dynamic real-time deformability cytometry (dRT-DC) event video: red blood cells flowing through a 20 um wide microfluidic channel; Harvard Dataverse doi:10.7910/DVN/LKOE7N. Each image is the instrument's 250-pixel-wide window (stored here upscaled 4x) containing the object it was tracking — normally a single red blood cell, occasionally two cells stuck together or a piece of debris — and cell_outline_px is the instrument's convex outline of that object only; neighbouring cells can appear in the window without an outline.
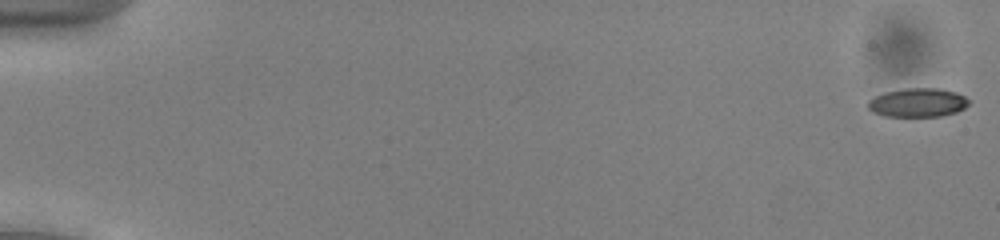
{"species": "common noctule bat (a hibernating species)", "species_latin": "Nyctalus noctula", "temperature_condition": "cold", "stored_images_in_passage": 53, "camera_frame_rate_fps": 3000, "um_per_image_px": 0.085, "animal": {"sex": "male", "body_mass_g": 13.0, "forearm_length_mm": 53.1}, "frame": {"image": 1, "passage_image": 1, "time_ms": 0.0, "image_size_px": [1000, 240], "cell_outline_px": [[972, 100], [964, 108], [956, 112], [940, 116], [884, 116], [872, 112], [868, 108], [868, 100], [884, 92], [904, 88], [940, 88], [956, 92]], "centroid_in_image_um": [78.02, 8.71], "position_along_channel_um": 7.0, "area_um2": 17.05}}
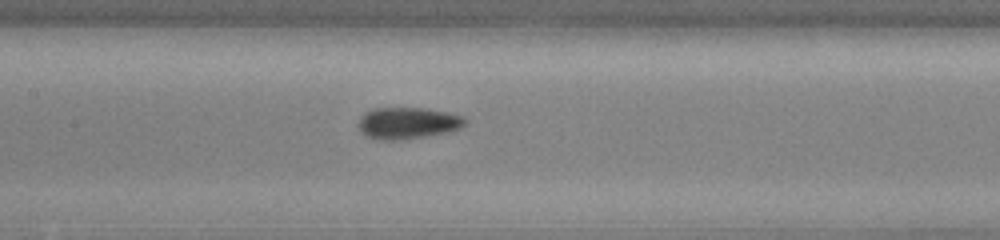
{"frame": {"image": 2, "passage_image": 27, "time_ms": 8.667, "image_size_px": [1000, 240], "cell_outline_px": [[468, 120], [460, 128], [452, 132], [400, 140], [380, 140], [368, 136], [360, 132], [356, 124], [360, 116], [364, 112], [372, 108], [424, 108], [448, 112], [464, 116]], "centroid_in_image_um": [34.64, 10.46], "position_along_channel_um": 172.8, "area_um2": 20.06}}
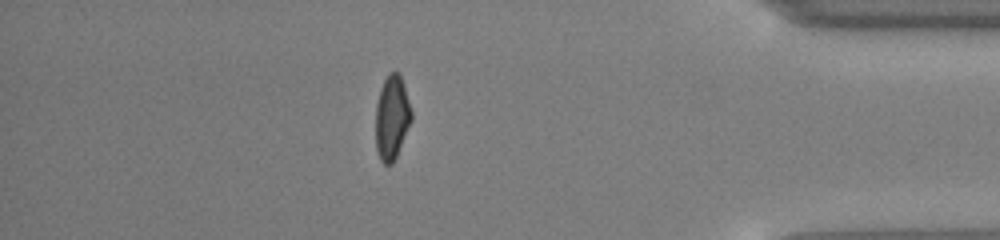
{"frame": {"image": 3, "passage_image": 47, "time_ms": 15.333, "image_size_px": [1000, 240], "cell_outline_px": [[412, 120], [396, 156], [392, 164], [384, 164], [380, 160], [376, 148], [376, 104], [380, 88], [388, 72], [396, 72], [400, 76], [404, 84], [412, 112]], "centroid_in_image_um": [33.31, 9.98], "position_along_channel_um": 401.9, "area_um2": 17.51}, "authors_computed_cell_mechanics": {"area_um2": 18.207, "velocity_mm_per_s": 3.9489, "shape_relaxation_time_tau1_ms": 4.0027, "shape_relaxation_time_tau2_ms": 2.1308, "deformation_change_tau1": 0.1069, "deformation_change_tau2": 0.0799}}